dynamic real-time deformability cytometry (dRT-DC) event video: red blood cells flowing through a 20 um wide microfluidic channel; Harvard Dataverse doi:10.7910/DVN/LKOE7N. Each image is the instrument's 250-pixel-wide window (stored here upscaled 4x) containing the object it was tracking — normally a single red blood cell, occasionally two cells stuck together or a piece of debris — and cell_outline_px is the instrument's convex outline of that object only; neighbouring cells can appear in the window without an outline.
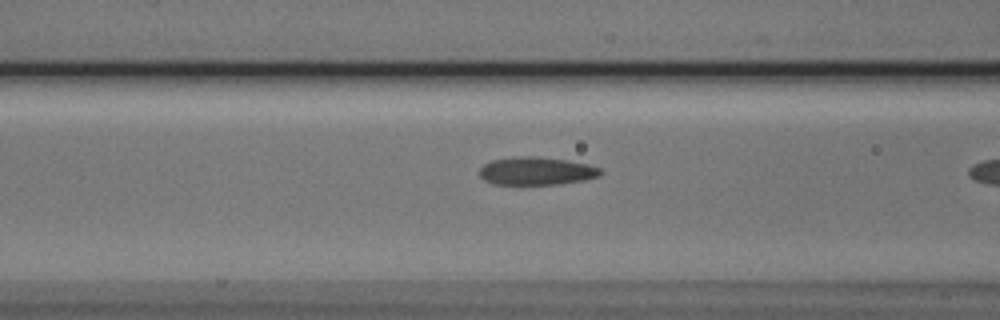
{"species": "Egyptian fruit bat (a non-hibernating species)", "species_latin": "Rousettus aegyptiacus", "temperature_condition": "cold", "stored_images_in_passage": 9, "camera_frame_rate_fps": 3000, "um_per_image_px": 0.085, "animal": {"sex": "male"}, "frame": {"image": 1, "passage_image": 8, "time_ms": 2.333, "image_size_px": [1000, 320], "cell_outline_px": [[600, 176], [584, 180], [560, 184], [492, 184], [484, 180], [480, 176], [480, 168], [484, 164], [492, 160], [512, 156], [536, 156], [564, 160], [588, 164], [600, 168]], "centroid_in_image_um": [45.56, 14.53], "position_along_channel_um": 121.0, "area_um2": 19.71}}